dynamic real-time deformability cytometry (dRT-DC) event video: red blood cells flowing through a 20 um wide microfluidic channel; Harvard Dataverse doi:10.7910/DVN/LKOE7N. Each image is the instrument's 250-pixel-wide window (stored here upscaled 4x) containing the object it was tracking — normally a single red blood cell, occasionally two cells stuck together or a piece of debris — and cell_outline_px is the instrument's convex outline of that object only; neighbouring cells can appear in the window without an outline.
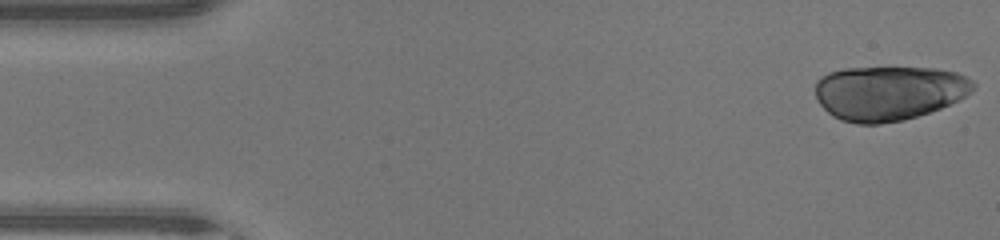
{"species": "human", "species_latin": "Homo sapiens", "temperature_condition": "warm", "stored_images_in_passage": 44, "camera_frame_rate_fps": 3000, "um_per_image_px": 0.085, "donor": {"sex": "male"}, "frame": {"image": 1, "passage_image": 1, "time_ms": 0.0, "image_size_px": [1000, 240], "cell_outline_px": [[976, 88], [964, 96], [940, 108], [904, 120], [880, 124], [856, 124], [840, 120], [832, 116], [820, 104], [816, 96], [816, 80], [820, 76], [828, 72], [844, 68], [936, 68], [956, 72], [972, 80], [976, 84]], "centroid_in_image_um": [75.52, 7.9], "position_along_channel_um": 9.5, "area_um2": 50.23}}
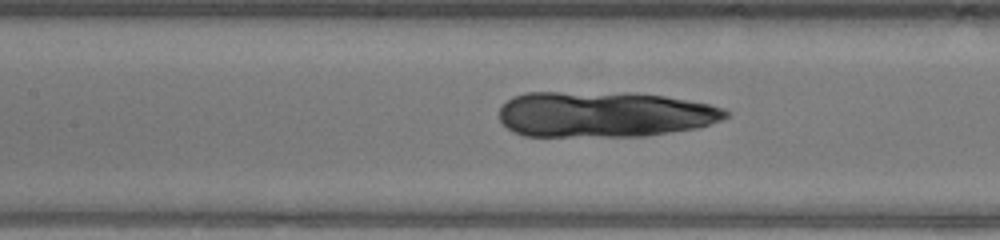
{"frame": {"image": 2, "passage_image": 19, "time_ms": 6.0, "image_size_px": [1000, 240], "cell_outline_px": [[732, 112], [728, 116], [720, 120], [696, 128], [644, 136], [524, 136], [512, 132], [500, 120], [500, 108], [512, 96], [524, 92], [636, 92], [664, 96], [708, 104], [724, 108]], "centroid_in_image_um": [51.34, 9.7], "position_along_channel_um": 156.1, "area_um2": 60.81}}
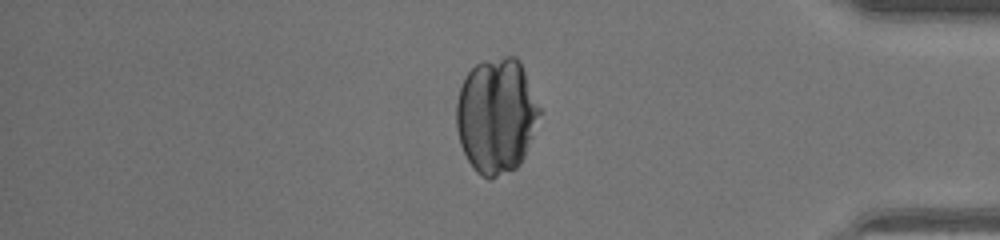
{"frame": {"image": 3, "passage_image": 37, "time_ms": 12.0, "image_size_px": [1000, 240], "cell_outline_px": [[540, 112], [532, 136], [524, 156], [520, 164], [516, 168], [492, 180], [488, 180], [480, 176], [472, 168], [460, 144], [456, 128], [456, 104], [460, 88], [468, 72], [476, 64], [484, 60], [504, 56], [516, 56], [520, 60], [540, 108]], "centroid_in_image_um": [42.17, 9.85], "position_along_channel_um": 393.0, "area_um2": 56.12}}